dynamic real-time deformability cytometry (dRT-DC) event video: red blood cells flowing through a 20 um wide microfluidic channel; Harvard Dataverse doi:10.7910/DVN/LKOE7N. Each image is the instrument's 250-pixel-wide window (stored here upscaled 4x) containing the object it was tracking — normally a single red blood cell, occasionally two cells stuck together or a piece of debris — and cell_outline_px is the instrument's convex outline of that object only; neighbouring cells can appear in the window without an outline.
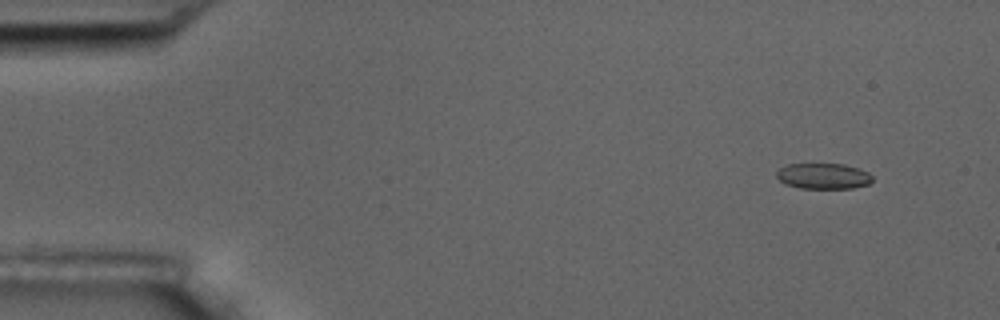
{"species": "common noctule bat (a hibernating species)", "species_latin": "Nyctalus noctula", "temperature_condition": "room temperature", "stored_images_in_passage": 9, "camera_frame_rate_fps": 3000, "um_per_image_px": 0.085, "animal": {"sex": "male", "body_mass_g": 17.5, "forearm_length_mm": 52.3}, "frame": {"image": 1, "passage_image": 2, "time_ms": 1.333, "image_size_px": [1000, 320], "cell_outline_px": [[872, 180], [868, 184], [852, 188], [800, 188], [784, 184], [776, 176], [776, 172], [780, 168], [788, 164], [844, 164], [860, 168], [868, 172], [872, 176]], "centroid_in_image_um": [69.98, 14.96], "position_along_channel_um": 15.0, "area_um2": 14.39}}
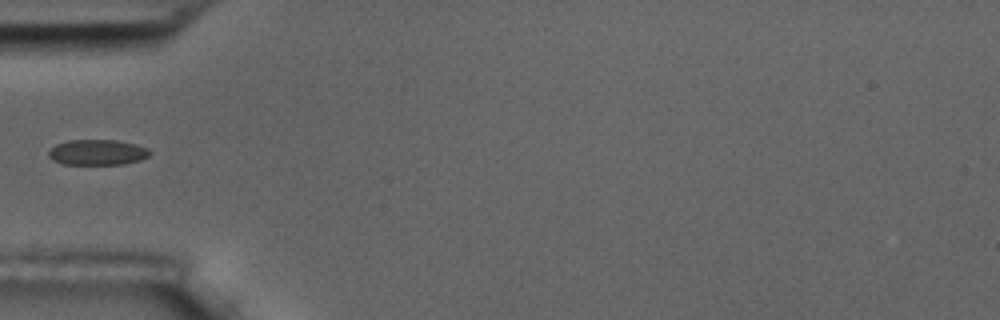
{"frame": {"image": 2, "passage_image": 6, "time_ms": 6.0, "image_size_px": [1000, 320], "cell_outline_px": [[152, 152], [148, 156], [140, 160], [124, 164], [64, 164], [52, 160], [48, 156], [48, 152], [56, 144], [68, 140], [116, 140], [136, 144], [148, 148]], "centroid_in_image_um": [8.29, 12.94], "position_along_channel_um": 76.7, "area_um2": 15.09}}
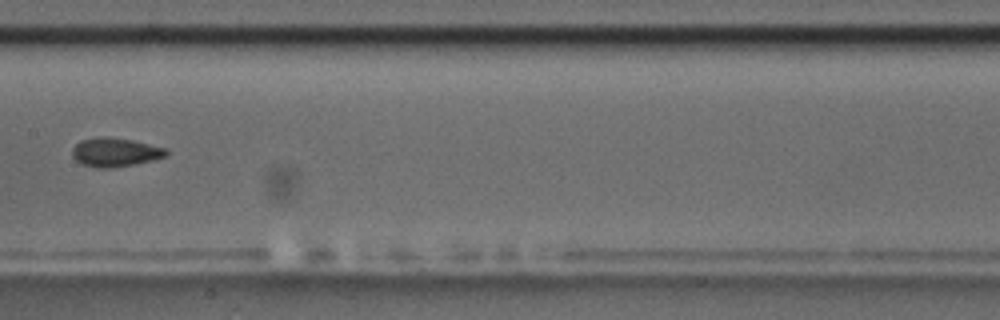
{"frame": {"image": 3, "passage_image": 9, "time_ms": 9.333, "image_size_px": [1000, 320], "cell_outline_px": [[168, 152], [164, 156], [152, 160], [136, 164], [112, 168], [96, 168], [80, 164], [72, 156], [72, 148], [80, 140], [104, 136], [108, 136], [132, 140], [168, 148]], "centroid_in_image_um": [9.77, 12.94], "position_along_channel_um": 197.6, "area_um2": 15.95}}